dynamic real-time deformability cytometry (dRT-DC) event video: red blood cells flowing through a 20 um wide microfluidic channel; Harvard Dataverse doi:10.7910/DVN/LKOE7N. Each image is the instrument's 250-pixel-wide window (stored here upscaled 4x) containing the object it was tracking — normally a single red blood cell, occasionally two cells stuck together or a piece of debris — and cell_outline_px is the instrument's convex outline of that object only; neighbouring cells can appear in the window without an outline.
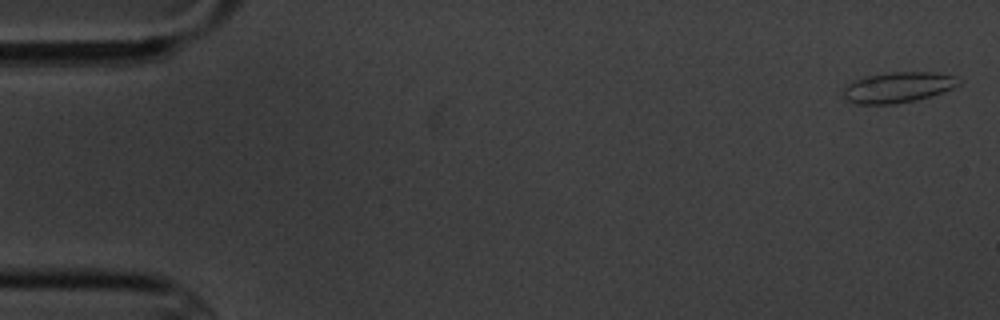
{"species": "common noctule bat (a hibernating species)", "species_latin": "Nyctalus noctula", "temperature_condition": "cold", "stored_images_in_passage": 11, "camera_frame_rate_fps": 3000, "um_per_image_px": 0.085, "animal": {"sex": "male", "body_mass_g": 20.1, "forearm_length_mm": 53.5}, "frame": {"image": 1, "passage_image": 1, "time_ms": 0.0, "image_size_px": [1000, 320], "cell_outline_px": [[964, 80], [960, 84], [944, 92], [916, 100], [892, 104], [856, 104], [848, 100], [844, 96], [844, 88], [852, 80], [864, 76], [888, 72], [936, 72], [960, 76]], "centroid_in_image_um": [76.39, 7.4], "position_along_channel_um": 8.6, "area_um2": 20.92}}
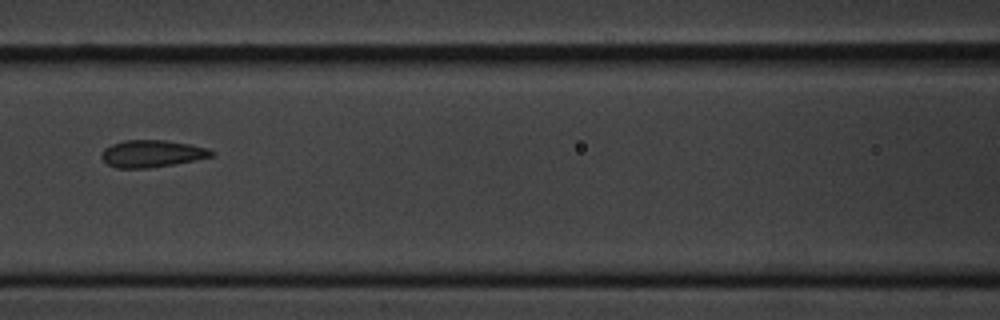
{"frame": {"image": 2, "passage_image": 7, "time_ms": 8.0, "image_size_px": [1000, 320], "cell_outline_px": [[216, 152], [212, 156], [196, 160], [148, 168], [116, 168], [108, 164], [100, 156], [100, 152], [104, 148], [112, 144], [124, 140], [168, 140], [192, 144], [208, 148]], "centroid_in_image_um": [12.92, 13.05], "position_along_channel_um": 153.7, "area_um2": 17.51}}
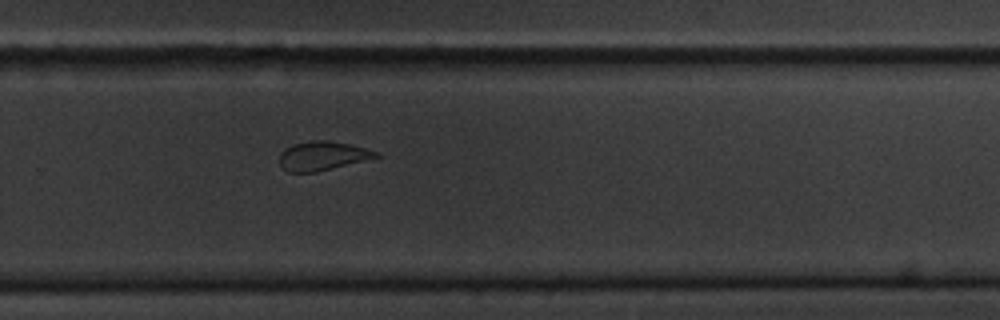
{"frame": {"image": 3, "passage_image": 11, "time_ms": 12.333, "image_size_px": [1000, 320], "cell_outline_px": [[380, 156], [316, 172], [288, 172], [280, 164], [280, 152], [284, 148], [292, 144], [312, 140], [328, 140], [352, 144], [380, 152]], "centroid_in_image_um": [27.4, 13.23], "position_along_channel_um": 302.4, "area_um2": 16.3}}